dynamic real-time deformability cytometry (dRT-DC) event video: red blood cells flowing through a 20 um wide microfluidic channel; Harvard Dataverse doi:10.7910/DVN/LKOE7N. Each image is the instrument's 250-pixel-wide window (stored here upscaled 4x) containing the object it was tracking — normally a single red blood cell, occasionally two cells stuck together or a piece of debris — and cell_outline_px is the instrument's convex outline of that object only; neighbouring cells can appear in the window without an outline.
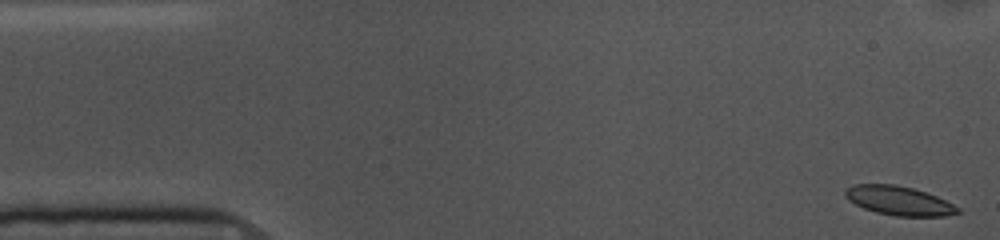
{"species": "common noctule bat (a hibernating species)", "species_latin": "Nyctalus noctula", "temperature_condition": "cold", "stored_images_in_passage": 10, "camera_frame_rate_fps": 3000, "um_per_image_px": 0.085, "animal": {"sex": "female", "body_mass_g": 10.0, "forearm_length_mm": 53.1}, "frame": {"image": 1, "passage_image": 1, "time_ms": 0.0, "image_size_px": [1000, 240], "cell_outline_px": [[960, 212], [944, 216], [896, 216], [876, 212], [864, 208], [848, 200], [844, 196], [844, 192], [852, 184], [896, 184], [912, 188], [936, 196], [960, 208]], "centroid_in_image_um": [76.38, 17.05], "position_along_channel_um": 8.6, "area_um2": 18.9}}